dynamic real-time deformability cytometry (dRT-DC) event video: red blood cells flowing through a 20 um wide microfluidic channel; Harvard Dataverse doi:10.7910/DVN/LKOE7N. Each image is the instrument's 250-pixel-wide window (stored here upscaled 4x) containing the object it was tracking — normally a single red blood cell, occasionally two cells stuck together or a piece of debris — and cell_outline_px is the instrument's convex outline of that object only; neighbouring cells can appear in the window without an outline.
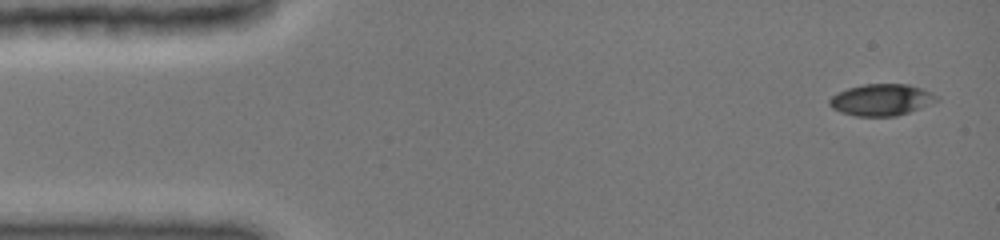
{"species": "common noctule bat (a hibernating species)", "species_latin": "Nyctalus noctula", "temperature_condition": "cold", "stored_images_in_passage": 5, "camera_frame_rate_fps": 3000, "um_per_image_px": 0.085, "animal": {"sex": "female", "body_mass_g": 19.0, "forearm_length_mm": 51.5}, "frame": {"image": 1, "passage_image": 1, "time_ms": 0.0, "image_size_px": [1000, 240], "cell_outline_px": [[940, 100], [920, 108], [896, 116], [856, 116], [840, 112], [832, 108], [828, 104], [828, 100], [832, 96], [848, 88], [864, 84], [908, 84], [920, 88], [936, 96]], "centroid_in_image_um": [74.89, 8.49], "position_along_channel_um": 10.1, "area_um2": 19.54}}
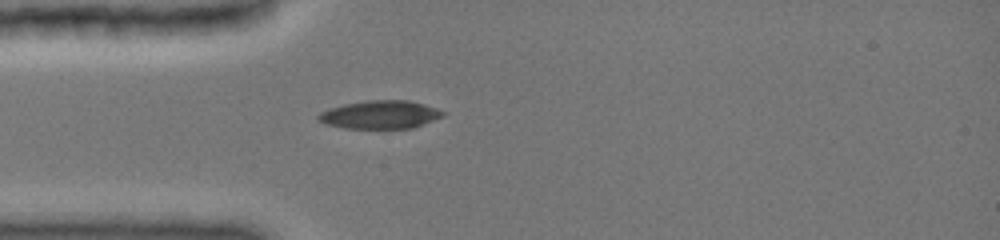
{"frame": {"image": 2, "passage_image": 5, "time_ms": 3.667, "image_size_px": [1000, 240], "cell_outline_px": [[444, 116], [424, 124], [412, 128], [344, 128], [324, 124], [316, 120], [316, 116], [320, 112], [344, 104], [368, 100], [408, 100], [436, 108], [444, 112]], "centroid_in_image_um": [32.28, 9.75], "position_along_channel_um": 52.7, "area_um2": 20.4}}